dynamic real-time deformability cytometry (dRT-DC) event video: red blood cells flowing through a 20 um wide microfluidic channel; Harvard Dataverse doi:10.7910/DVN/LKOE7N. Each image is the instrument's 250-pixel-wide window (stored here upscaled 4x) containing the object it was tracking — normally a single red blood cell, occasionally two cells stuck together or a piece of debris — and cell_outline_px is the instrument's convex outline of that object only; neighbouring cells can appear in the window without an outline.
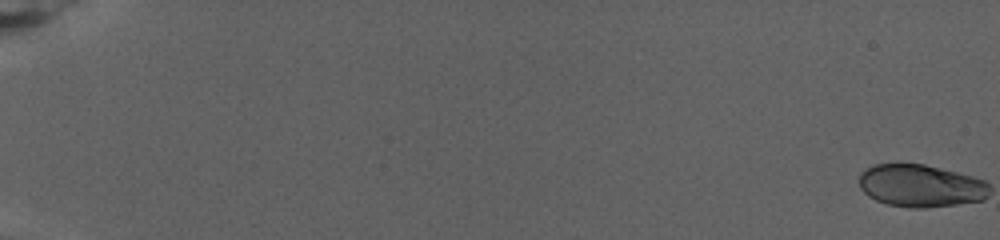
{"species": "human", "species_latin": "Homo sapiens", "temperature_condition": "warm", "stored_images_in_passage": 83, "camera_frame_rate_fps": 3000, "um_per_image_px": 0.085, "donor": {"sex": "female"}, "frame": {"image": 1, "passage_image": 1, "time_ms": 0.0, "image_size_px": [1000, 240], "cell_outline_px": [[984, 196], [980, 200], [948, 204], [892, 204], [880, 200], [872, 196], [860, 184], [860, 176], [868, 168], [880, 164], [920, 164], [980, 180], [984, 184]], "centroid_in_image_um": [78.17, 15.73], "position_along_channel_um": 6.8, "area_um2": 28.84}}
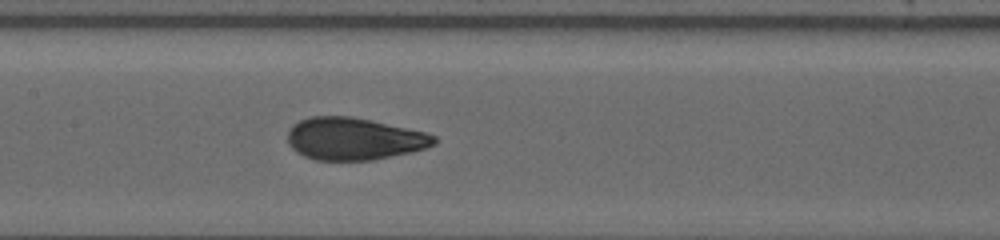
{"frame": {"image": 2, "passage_image": 45, "time_ms": 14.667, "image_size_px": [1000, 240], "cell_outline_px": [[436, 140], [432, 144], [420, 148], [384, 156], [360, 160], [324, 160], [308, 156], [300, 152], [292, 144], [288, 136], [292, 128], [296, 124], [304, 120], [320, 116], [340, 116], [364, 120], [420, 132], [432, 136]], "centroid_in_image_um": [30.02, 11.8], "position_along_channel_um": 177.4, "area_um2": 33.12}}
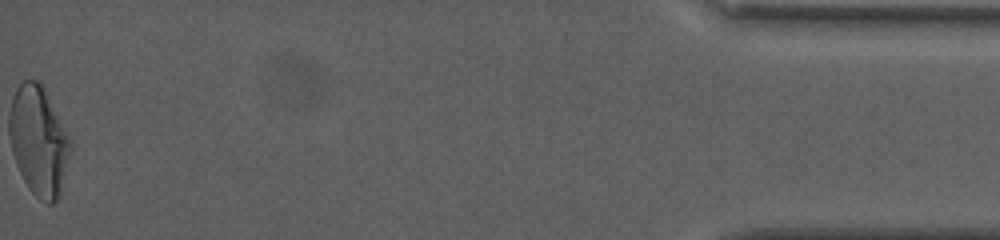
{"frame": {"image": 3, "passage_image": 83, "time_ms": 27.333, "image_size_px": [1000, 240], "cell_outline_px": [[64, 140], [56, 196], [52, 200], [12, 108], [12, 100], [16, 92], [28, 80], [32, 80], [40, 88], [44, 96]], "centroid_in_image_um": [3.4, 11.27], "position_along_channel_um": 431.8, "area_um2": 22.83}, "authors_computed_cell_mechanics": {"area_um2": 32.0212, "velocity_mm_per_s": 2.6666, "shape_relaxation_time_tau1_ms": 8.4483, "shape_relaxation_time_tau2_ms": null, "deformation_change_tau1": 0.2353, "deformation_change_tau2": null}}